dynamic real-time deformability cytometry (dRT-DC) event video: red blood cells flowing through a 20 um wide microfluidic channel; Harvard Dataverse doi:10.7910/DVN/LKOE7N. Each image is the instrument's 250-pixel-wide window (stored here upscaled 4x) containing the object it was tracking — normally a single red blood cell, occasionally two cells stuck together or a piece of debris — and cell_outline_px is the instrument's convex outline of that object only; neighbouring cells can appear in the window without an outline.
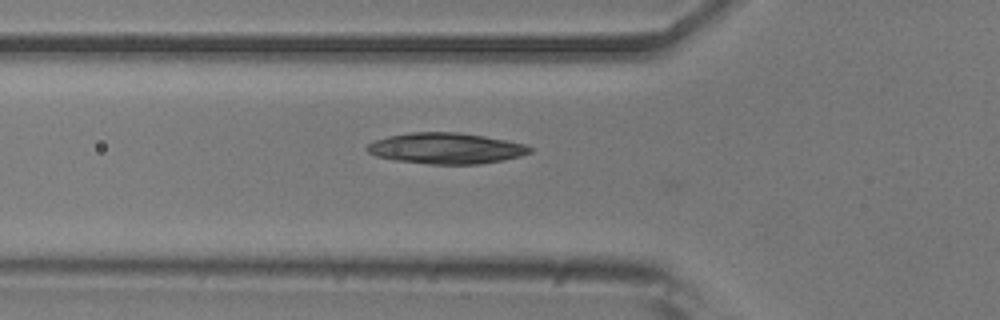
{"species": "common noctule bat (a hibernating species)", "species_latin": "Nyctalus noctula", "temperature_condition": "room temperature", "stored_images_in_passage": 15, "camera_frame_rate_fps": 3000, "um_per_image_px": 0.085, "animal": {"sex": "male", "body_mass_g": 20.5, "forearm_length_mm": 52.5}, "frame": {"image": 1, "passage_image": 14, "time_ms": 4.333, "image_size_px": [1000, 320], "cell_outline_px": [[532, 152], [520, 156], [504, 160], [480, 164], [428, 164], [396, 160], [376, 156], [368, 152], [364, 148], [368, 144], [376, 140], [388, 136], [412, 132], [460, 132], [508, 140], [524, 144], [532, 148]], "centroid_in_image_um": [37.93, 12.61], "position_along_channel_um": 87.9, "area_um2": 29.42}}